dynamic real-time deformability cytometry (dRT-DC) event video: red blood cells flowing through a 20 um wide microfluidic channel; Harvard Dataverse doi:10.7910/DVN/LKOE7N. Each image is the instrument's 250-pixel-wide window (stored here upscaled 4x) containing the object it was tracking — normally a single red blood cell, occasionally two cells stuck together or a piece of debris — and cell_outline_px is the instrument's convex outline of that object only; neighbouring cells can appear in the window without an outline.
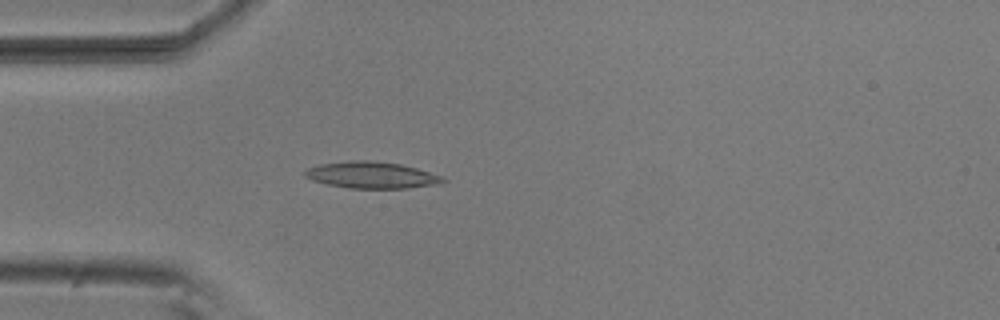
{"species": "common noctule bat (a hibernating species)", "species_latin": "Nyctalus noctula", "temperature_condition": "room temperature", "stored_images_in_passage": 5, "camera_frame_rate_fps": 3000, "um_per_image_px": 0.085, "animal": {"sex": "male", "body_mass_g": 20.5, "forearm_length_mm": 52.5}, "frame": {"image": 1, "passage_image": 5, "time_ms": 1.333, "image_size_px": [1000, 320], "cell_outline_px": [[448, 180], [440, 184], [408, 188], [348, 188], [328, 184], [312, 180], [304, 176], [304, 172], [308, 168], [320, 164], [348, 160], [372, 160], [400, 164], [416, 168], [444, 176]], "centroid_in_image_um": [31.62, 14.88], "position_along_channel_um": 53.4, "area_um2": 21.5}}